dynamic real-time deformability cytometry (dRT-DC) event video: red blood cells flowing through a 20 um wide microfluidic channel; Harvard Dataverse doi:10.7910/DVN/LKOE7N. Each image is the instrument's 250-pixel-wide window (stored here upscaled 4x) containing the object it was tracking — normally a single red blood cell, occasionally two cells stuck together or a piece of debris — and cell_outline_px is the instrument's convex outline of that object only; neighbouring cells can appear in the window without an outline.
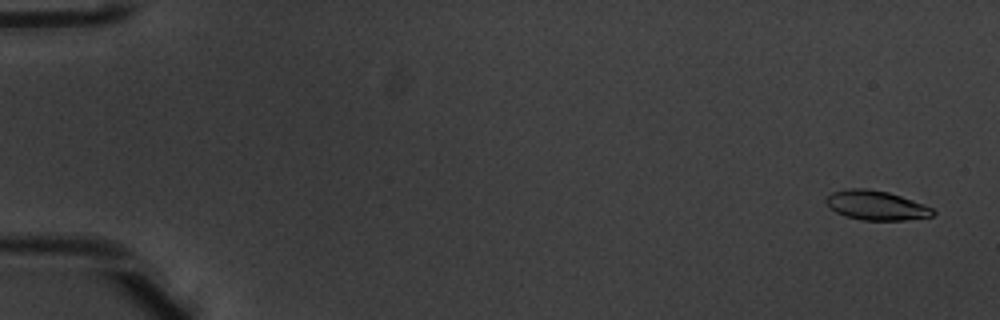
{"species": "common noctule bat (a hibernating species)", "species_latin": "Nyctalus noctula", "temperature_condition": "warm", "stored_images_in_passage": 53, "camera_frame_rate_fps": 3000, "um_per_image_px": 0.085, "animal": {"sex": "male", "body_mass_g": 20.1, "forearm_length_mm": 53.5}, "frame": {"image": 1, "passage_image": 3, "time_ms": 0.667, "image_size_px": [1000, 320], "cell_outline_px": [[936, 212], [932, 216], [904, 220], [860, 220], [844, 216], [836, 212], [824, 200], [832, 192], [848, 188], [868, 188], [888, 192], [912, 200], [932, 208]], "centroid_in_image_um": [74.45, 17.45], "position_along_channel_um": 10.5, "area_um2": 18.21}}
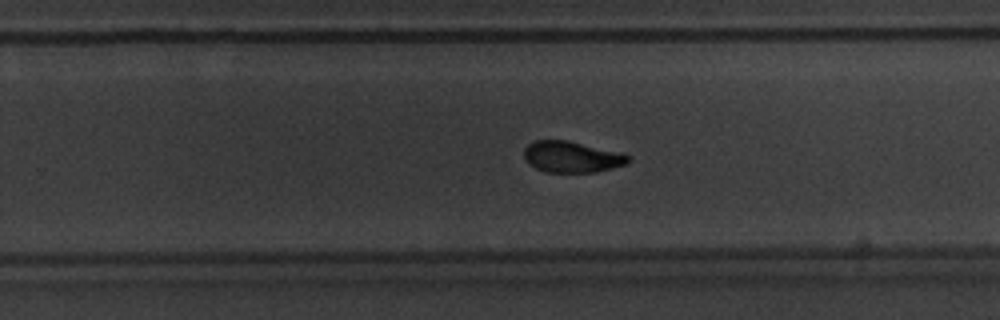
{"frame": {"image": 2, "passage_image": 35, "time_ms": 11.333, "image_size_px": [1000, 320], "cell_outline_px": [[632, 160], [628, 164], [596, 172], [548, 172], [536, 168], [528, 164], [524, 160], [524, 148], [528, 144], [536, 140], [568, 140], [624, 152]], "centroid_in_image_um": [48.64, 13.32], "position_along_channel_um": 281.2, "area_um2": 19.31}}
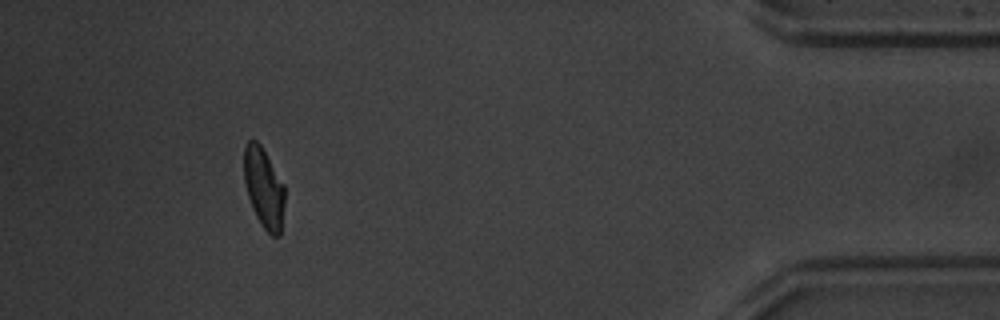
{"frame": {"image": 3, "passage_image": 49, "time_ms": 16.0, "image_size_px": [1000, 320], "cell_outline_px": [[284, 204], [280, 236], [272, 236], [260, 224], [252, 208], [248, 196], [244, 180], [244, 148], [248, 140], [256, 140], [260, 144], [284, 184]], "centroid_in_image_um": [22.42, 15.98], "position_along_channel_um": 412.8, "area_um2": 18.9}, "authors_computed_cell_mechanics": {"area_um2": 19.4786, "velocity_mm_per_s": 3.9675, "shape_relaxation_time_tau1_ms": 2.5464, "shape_relaxation_time_tau2_ms": 1.8256, "deformation_change_tau1": 0.1528, "deformation_change_tau2": 0.0756}}